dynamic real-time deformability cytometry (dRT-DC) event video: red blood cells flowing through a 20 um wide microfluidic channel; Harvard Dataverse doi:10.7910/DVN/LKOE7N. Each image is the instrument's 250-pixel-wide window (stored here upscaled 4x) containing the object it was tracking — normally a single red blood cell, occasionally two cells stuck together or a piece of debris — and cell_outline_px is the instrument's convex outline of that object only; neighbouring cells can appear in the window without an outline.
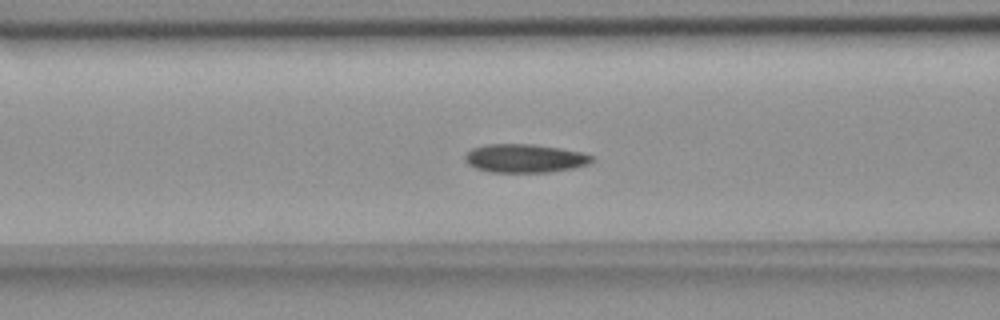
{"species": "common noctule bat (a hibernating species)", "species_latin": "Nyctalus noctula", "temperature_condition": "room temperature", "stored_images_in_passage": 56, "camera_frame_rate_fps": 3000, "um_per_image_px": 0.085, "animal": {"sex": "female", "body_mass_g": 18.4}, "frame": {"image": 1, "passage_image": 22, "time_ms": 7.0, "image_size_px": [1000, 320], "cell_outline_px": [[592, 160], [588, 164], [572, 168], [548, 172], [488, 172], [476, 168], [468, 164], [464, 160], [464, 156], [472, 148], [488, 144], [532, 144], [560, 148], [580, 152], [592, 156]], "centroid_in_image_um": [44.56, 13.46], "position_along_channel_um": 122.0, "area_um2": 20.92}}
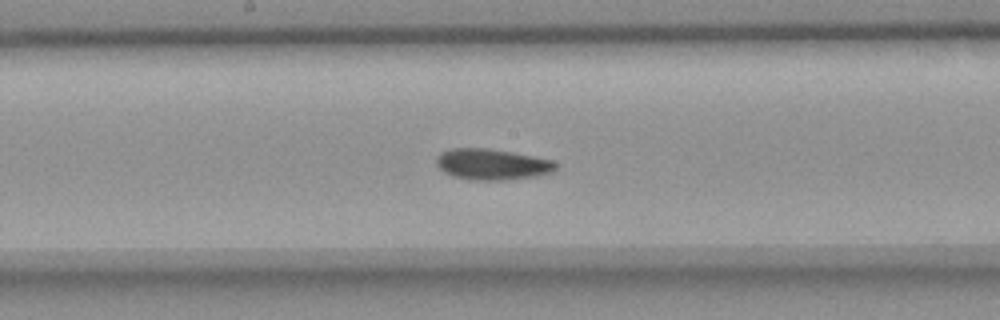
{"frame": {"image": 2, "passage_image": 29, "time_ms": 9.333, "image_size_px": [1000, 320], "cell_outline_px": [[560, 164], [552, 172], [536, 176], [504, 180], [468, 180], [452, 176], [444, 172], [436, 164], [436, 156], [440, 152], [452, 148], [488, 148], [512, 152], [552, 160]], "centroid_in_image_um": [41.81, 13.97], "position_along_channel_um": 206.4, "area_um2": 21.73}}
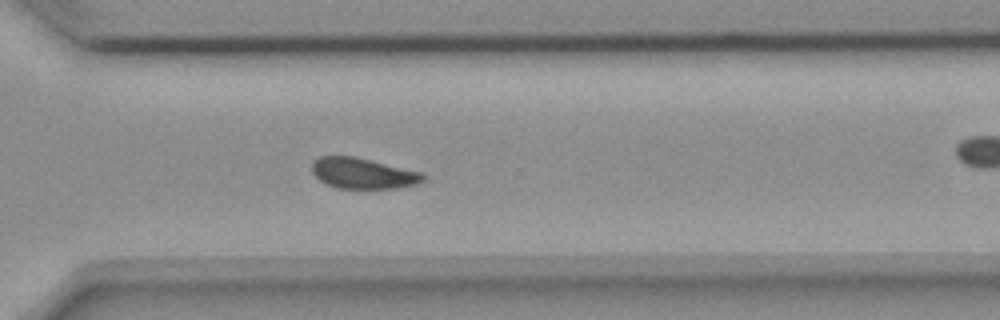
{"frame": {"image": 3, "passage_image": 40, "time_ms": 13.0, "image_size_px": [1000, 320], "cell_outline_px": [[428, 176], [424, 180], [416, 184], [396, 188], [336, 188], [324, 184], [312, 172], [312, 160], [320, 156], [352, 156], [424, 172]], "centroid_in_image_um": [30.86, 14.73], "position_along_channel_um": 339.7, "area_um2": 20.06}, "authors_computed_cell_mechanics": {"area_um2": 20.6057, "velocity_mm_per_s": 3.6301, "shape_relaxation_time_tau1_ms": 5.2498, "shape_relaxation_time_tau2_ms": 4.3804, "deformation_change_tau1": 0.1051, "deformation_change_tau2": 0.0948}}